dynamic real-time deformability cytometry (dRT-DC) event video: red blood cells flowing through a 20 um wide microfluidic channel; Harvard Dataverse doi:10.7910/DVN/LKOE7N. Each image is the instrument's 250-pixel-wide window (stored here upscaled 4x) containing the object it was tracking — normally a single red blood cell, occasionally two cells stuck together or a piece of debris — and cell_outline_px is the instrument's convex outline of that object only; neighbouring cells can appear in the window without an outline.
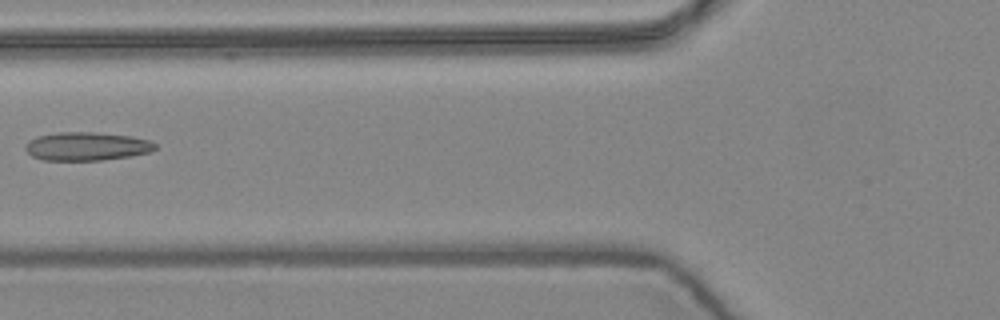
{"species": "common noctule bat (a hibernating species)", "species_latin": "Nyctalus noctula", "temperature_condition": "warm", "stored_images_in_passage": 8, "camera_frame_rate_fps": 3000, "um_per_image_px": 0.085, "animal": {"sex": "female", "body_mass_g": 24.6, "forearm_length_mm": 56.2}, "frame": {"image": 1, "passage_image": 7, "time_ms": 2.0, "image_size_px": [1000, 320], "cell_outline_px": [[156, 148], [148, 152], [128, 156], [100, 160], [44, 160], [32, 156], [24, 148], [36, 136], [56, 132], [92, 132], [132, 136], [148, 140], [156, 144]], "centroid_in_image_um": [7.36, 12.43], "position_along_channel_um": 118.4, "area_um2": 21.21}}
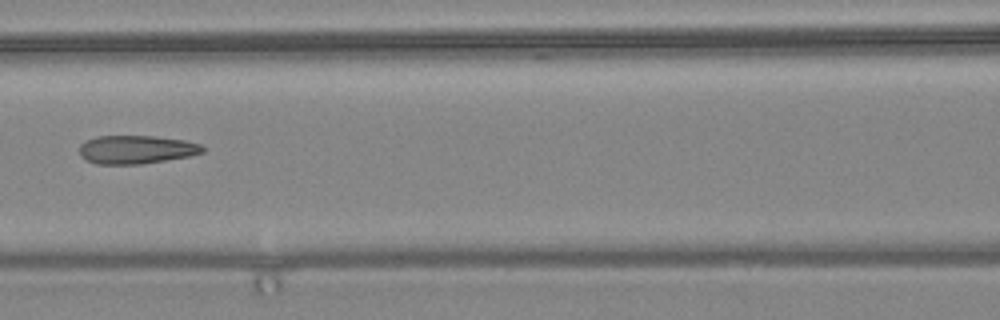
{"frame": {"image": 2, "passage_image": 8, "time_ms": 2.333, "image_size_px": [1000, 320], "cell_outline_px": [[204, 152], [188, 156], [140, 164], [96, 164], [80, 156], [80, 144], [84, 140], [96, 136], [156, 136], [184, 140], [200, 144], [204, 148]], "centroid_in_image_um": [11.55, 12.7], "position_along_channel_um": 155.1, "area_um2": 20.35}}